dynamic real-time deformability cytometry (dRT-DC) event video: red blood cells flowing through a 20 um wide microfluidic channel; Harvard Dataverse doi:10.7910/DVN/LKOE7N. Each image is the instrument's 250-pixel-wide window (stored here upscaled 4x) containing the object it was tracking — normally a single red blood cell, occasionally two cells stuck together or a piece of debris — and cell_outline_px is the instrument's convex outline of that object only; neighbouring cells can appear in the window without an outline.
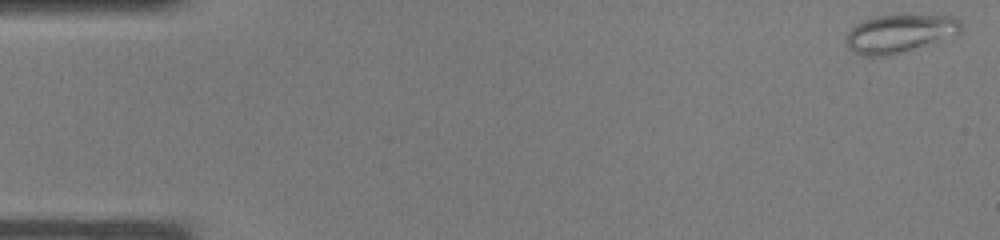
{"species": "common noctule bat (a hibernating species)", "species_latin": "Nyctalus noctula", "temperature_condition": "warm", "stored_images_in_passage": 37, "camera_frame_rate_fps": 3000, "um_per_image_px": 0.085, "animal": {"sex": "male", "body_mass_g": 19.0, "forearm_length_mm": 50.8}, "frame": {"image": 1, "passage_image": 1, "time_ms": 0.0, "image_size_px": [1000, 240], "cell_outline_px": [[960, 32], [888, 56], [864, 56], [852, 52], [848, 48], [844, 40], [848, 32], [856, 24], [864, 20], [876, 16], [956, 16], [960, 20]], "centroid_in_image_um": [76.36, 2.85], "position_along_channel_um": 8.6, "area_um2": 24.74}}
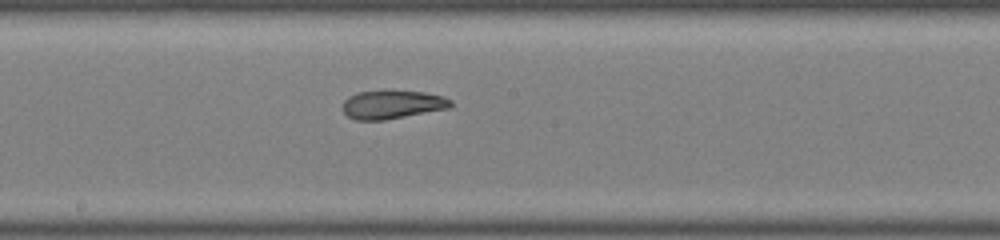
{"frame": {"image": 2, "passage_image": 20, "time_ms": 6.333, "image_size_px": [1000, 240], "cell_outline_px": [[452, 108], [384, 120], [356, 120], [348, 116], [344, 112], [344, 100], [348, 96], [356, 92], [388, 88], [392, 88], [424, 92], [444, 96], [452, 100]], "centroid_in_image_um": [33.37, 8.84], "position_along_channel_um": 214.8, "area_um2": 18.73}}
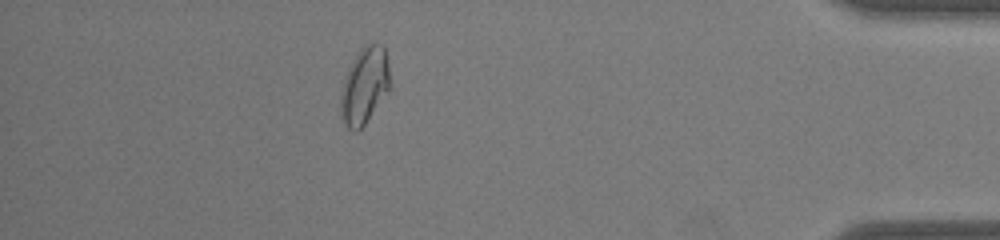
{"frame": {"image": 3, "passage_image": 33, "time_ms": 10.667, "image_size_px": [1000, 240], "cell_outline_px": [[392, 88], [364, 124], [356, 132], [348, 128], [344, 124], [340, 116], [340, 96], [344, 76], [348, 68], [360, 48], [364, 44], [372, 40], [384, 44], [388, 64]], "centroid_in_image_um": [31.0, 7.23], "position_along_channel_um": 404.2, "area_um2": 22.72}}